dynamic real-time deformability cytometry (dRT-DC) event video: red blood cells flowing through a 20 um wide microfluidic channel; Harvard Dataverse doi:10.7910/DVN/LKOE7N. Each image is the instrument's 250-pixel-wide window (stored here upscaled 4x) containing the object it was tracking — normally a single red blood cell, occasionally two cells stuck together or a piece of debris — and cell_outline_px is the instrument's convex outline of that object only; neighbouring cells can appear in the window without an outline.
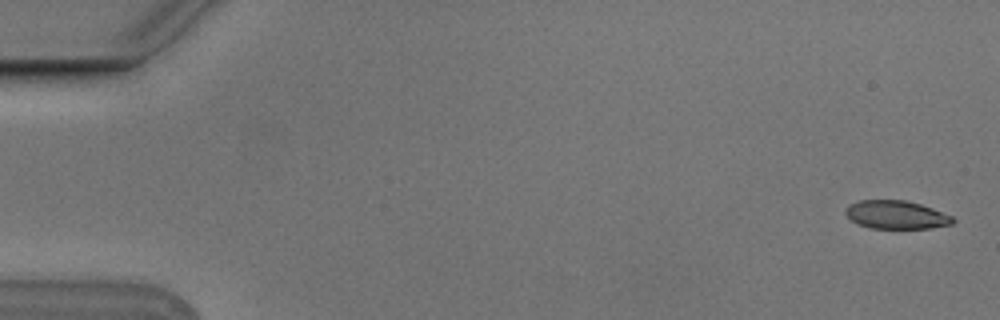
{"species": "Egyptian fruit bat (a non-hibernating species)", "species_latin": "Rousettus aegyptiacus", "temperature_condition": "cold", "stored_images_in_passage": 6, "camera_frame_rate_fps": 3000, "um_per_image_px": 0.085, "animal": {"sex": "male"}, "frame": {"image": 1, "passage_image": 1, "time_ms": 0.0, "image_size_px": [1000, 320], "cell_outline_px": [[956, 220], [952, 224], [928, 228], [872, 228], [860, 224], [852, 220], [844, 212], [848, 204], [860, 200], [904, 200], [920, 204], [932, 208], [952, 216]], "centroid_in_image_um": [76.18, 18.25], "position_along_channel_um": 8.8, "area_um2": 17.51}}
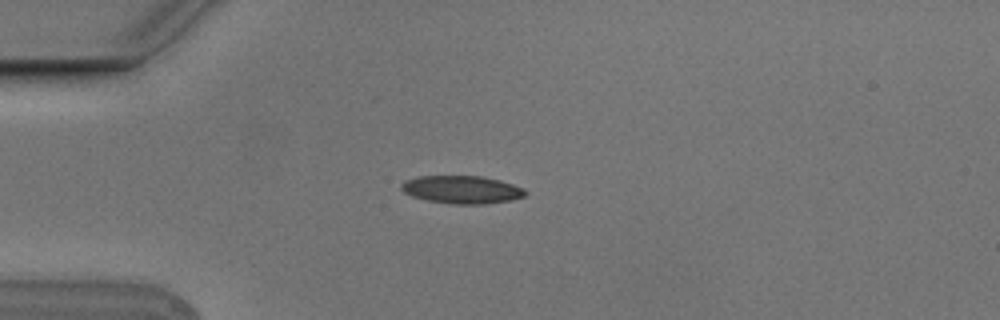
{"frame": {"image": 2, "passage_image": 4, "time_ms": 1.0, "image_size_px": [1000, 320], "cell_outline_px": [[528, 192], [524, 196], [508, 200], [484, 204], [452, 204], [428, 200], [412, 196], [404, 192], [400, 188], [400, 184], [404, 180], [416, 176], [480, 176], [500, 180], [524, 188]], "centroid_in_image_um": [39.22, 16.11], "position_along_channel_um": 45.8, "area_um2": 20.11}}